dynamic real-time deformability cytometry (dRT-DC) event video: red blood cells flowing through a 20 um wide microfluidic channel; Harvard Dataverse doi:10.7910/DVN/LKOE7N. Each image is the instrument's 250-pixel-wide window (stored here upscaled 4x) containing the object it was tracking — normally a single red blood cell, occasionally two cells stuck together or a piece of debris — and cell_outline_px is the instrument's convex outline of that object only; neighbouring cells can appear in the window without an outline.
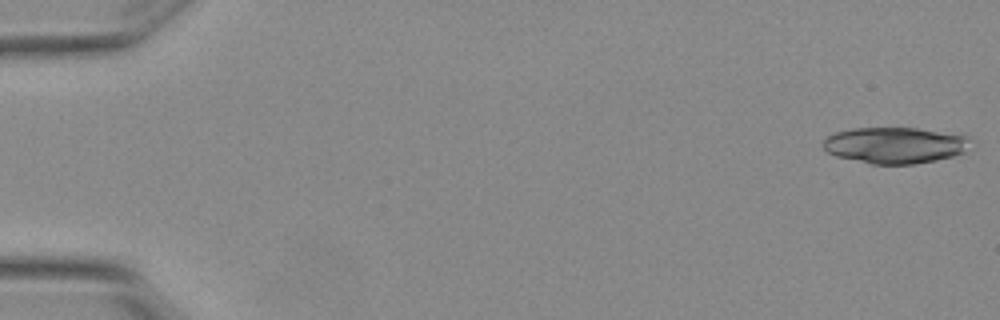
{"species": "Egyptian fruit bat (a non-hibernating species)", "species_latin": "Rousettus aegyptiacus", "temperature_condition": "warm", "stored_images_in_passage": 5, "camera_frame_rate_fps": 3000, "um_per_image_px": 0.085, "animal": {"sex": "female"}, "frame": {"image": 1, "passage_image": 1, "time_ms": 0.0, "image_size_px": [1000, 320], "cell_outline_px": [[976, 144], [964, 152], [952, 156], [936, 160], [912, 164], [872, 164], [836, 156], [828, 152], [824, 148], [824, 140], [828, 136], [836, 132], [852, 128], [916, 128], [964, 132]], "centroid_in_image_um": [76.23, 12.32], "position_along_channel_um": 8.8, "area_um2": 31.79}}